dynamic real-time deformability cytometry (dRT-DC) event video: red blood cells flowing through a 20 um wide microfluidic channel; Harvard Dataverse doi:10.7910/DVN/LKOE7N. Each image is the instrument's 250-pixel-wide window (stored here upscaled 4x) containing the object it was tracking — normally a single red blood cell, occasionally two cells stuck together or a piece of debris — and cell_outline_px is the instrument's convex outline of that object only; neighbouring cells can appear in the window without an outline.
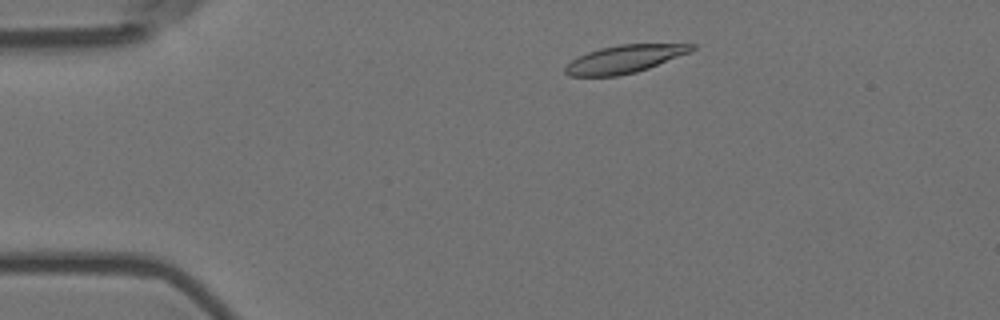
{"species": "Egyptian fruit bat (a non-hibernating species)", "species_latin": "Rousettus aegyptiacus", "temperature_condition": "room temperature", "stored_images_in_passage": 6, "camera_frame_rate_fps": 3000, "um_per_image_px": 0.085, "animal": {"sex": "female"}, "frame": {"image": 1, "passage_image": 1, "time_ms": 0.0, "image_size_px": [1000, 320], "cell_outline_px": [[696, 48], [688, 52], [648, 68], [636, 72], [616, 76], [568, 76], [564, 72], [564, 68], [572, 60], [588, 52], [600, 48], [620, 44], [696, 44]], "centroid_in_image_um": [53.05, 5.02], "position_along_channel_um": 32.0, "area_um2": 20.17}}
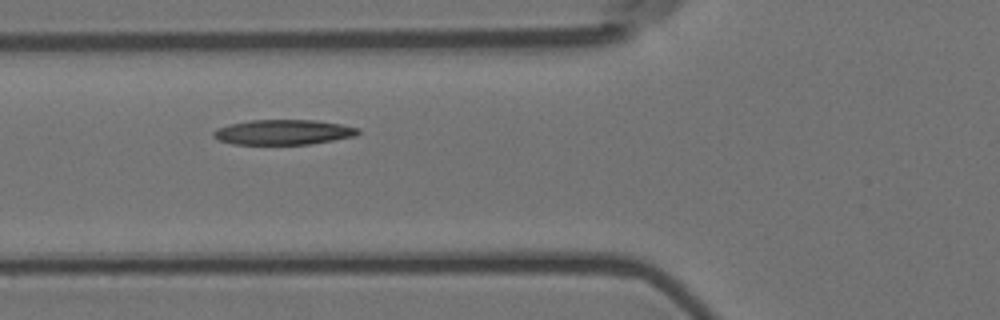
{"frame": {"image": 2, "passage_image": 4, "time_ms": 1.0, "image_size_px": [1000, 320], "cell_outline_px": [[360, 132], [356, 136], [308, 144], [232, 144], [220, 140], [212, 136], [212, 132], [216, 128], [232, 124], [252, 120], [316, 120], [340, 124], [360, 128]], "centroid_in_image_um": [24.09, 11.23], "position_along_channel_um": 101.7, "area_um2": 20.98}}
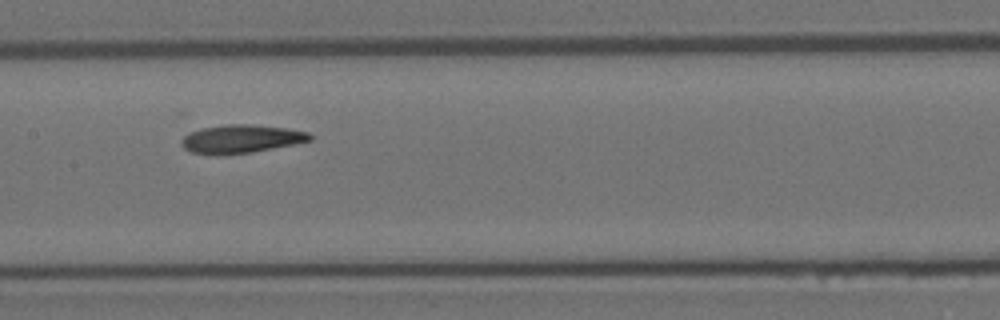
{"frame": {"image": 3, "passage_image": 6, "time_ms": 1.667, "image_size_px": [1000, 320], "cell_outline_px": [[312, 140], [252, 152], [216, 156], [192, 152], [184, 148], [180, 144], [180, 140], [184, 136], [200, 128], [228, 124], [248, 124], [284, 128], [308, 132], [312, 136]], "centroid_in_image_um": [20.44, 11.82], "position_along_channel_um": 187.0, "area_um2": 21.1}}